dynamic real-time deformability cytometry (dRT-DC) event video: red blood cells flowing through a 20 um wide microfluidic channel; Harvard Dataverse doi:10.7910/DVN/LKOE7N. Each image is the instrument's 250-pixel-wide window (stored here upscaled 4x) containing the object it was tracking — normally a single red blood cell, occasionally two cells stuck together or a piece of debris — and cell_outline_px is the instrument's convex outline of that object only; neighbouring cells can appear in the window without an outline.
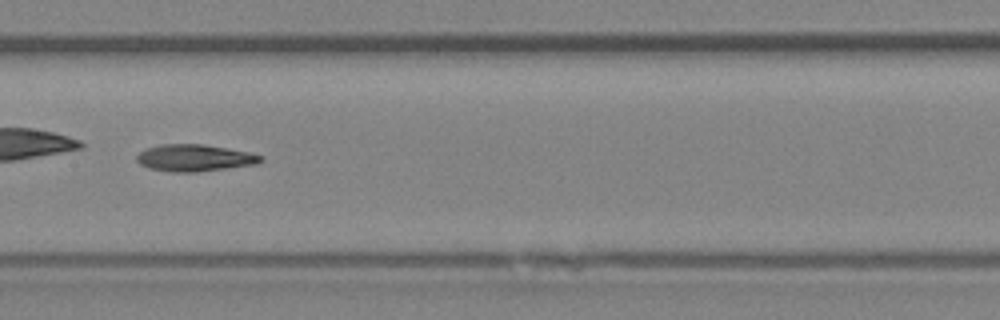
{"species": "Egyptian fruit bat (a non-hibernating species)", "species_latin": "Rousettus aegyptiacus", "temperature_condition": "room temperature", "stored_images_in_passage": 40, "camera_frame_rate_fps": 3000, "um_per_image_px": 0.085, "animal": {"sex": "female"}, "frame": {"image": 1, "passage_image": 18, "time_ms": 5.667, "image_size_px": [1000, 320], "cell_outline_px": [[264, 160], [256, 164], [196, 172], [172, 172], [148, 168], [140, 164], [136, 160], [136, 156], [140, 152], [148, 148], [160, 144], [204, 144], [228, 148], [248, 152], [264, 156]], "centroid_in_image_um": [16.54, 13.42], "position_along_channel_um": 190.9, "area_um2": 19.42}, "authors_computed_cell_mechanics": {"area_um2": 19.4208, "velocity_mm_per_s": 4.3417, "shape_relaxation_time_tau1_ms": 10.0152, "shape_relaxation_time_tau2_ms": 5.5895, "deformation_change_tau1": 0.2367, "deformation_change_tau2": 0.1644}}